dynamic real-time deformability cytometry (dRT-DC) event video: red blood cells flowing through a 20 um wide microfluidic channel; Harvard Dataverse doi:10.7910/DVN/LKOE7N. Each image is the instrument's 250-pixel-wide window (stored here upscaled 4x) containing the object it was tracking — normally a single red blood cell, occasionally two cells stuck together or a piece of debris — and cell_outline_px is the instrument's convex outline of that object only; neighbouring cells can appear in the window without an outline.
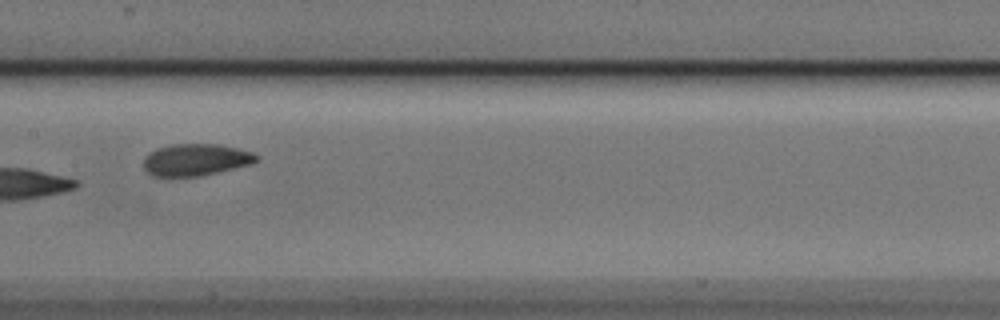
{"species": "Egyptian fruit bat (a non-hibernating species)", "species_latin": "Rousettus aegyptiacus", "temperature_condition": "cold", "stored_images_in_passage": 8, "camera_frame_rate_fps": 3000, "um_per_image_px": 0.085, "animal": {"sex": "male"}, "frame": {"image": 1, "passage_image": 7, "time_ms": 2.0, "image_size_px": [1000, 320], "cell_outline_px": [[260, 160], [252, 164], [200, 176], [152, 176], [144, 168], [144, 156], [148, 152], [156, 148], [172, 144], [216, 144], [236, 148], [252, 152], [260, 156]], "centroid_in_image_um": [16.64, 13.57], "position_along_channel_um": 190.8, "area_um2": 21.1}}